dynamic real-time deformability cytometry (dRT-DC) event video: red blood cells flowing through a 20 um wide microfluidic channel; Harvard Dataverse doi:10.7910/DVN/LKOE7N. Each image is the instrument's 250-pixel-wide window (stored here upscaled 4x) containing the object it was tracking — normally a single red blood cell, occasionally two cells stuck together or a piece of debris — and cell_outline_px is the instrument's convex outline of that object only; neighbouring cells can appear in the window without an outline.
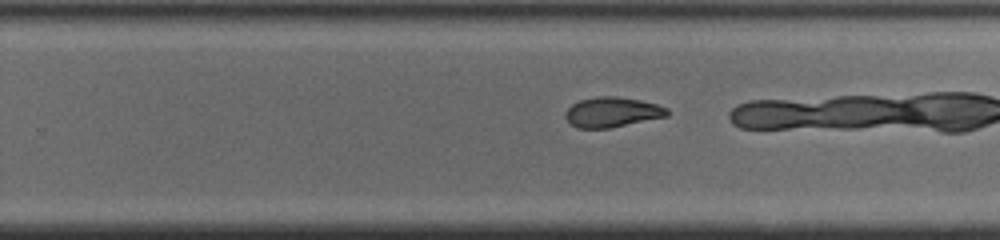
{"species": "common noctule bat (a hibernating species)", "species_latin": "Nyctalus noctula", "temperature_condition": "cold", "stored_images_in_passage": 34, "camera_frame_rate_fps": 3000, "um_per_image_px": 0.085, "animal": {"sex": "male", "body_mass_g": 19.0, "forearm_length_mm": 50.8}, "frame": {"image": 1, "passage_image": 27, "time_ms": 8.667, "image_size_px": [1000, 240], "cell_outline_px": [[668, 116], [608, 128], [576, 128], [564, 116], [564, 112], [572, 104], [580, 100], [600, 96], [616, 96], [640, 100], [656, 104], [668, 108]], "centroid_in_image_um": [52.02, 9.53], "position_along_channel_um": 277.8, "area_um2": 17.69}}